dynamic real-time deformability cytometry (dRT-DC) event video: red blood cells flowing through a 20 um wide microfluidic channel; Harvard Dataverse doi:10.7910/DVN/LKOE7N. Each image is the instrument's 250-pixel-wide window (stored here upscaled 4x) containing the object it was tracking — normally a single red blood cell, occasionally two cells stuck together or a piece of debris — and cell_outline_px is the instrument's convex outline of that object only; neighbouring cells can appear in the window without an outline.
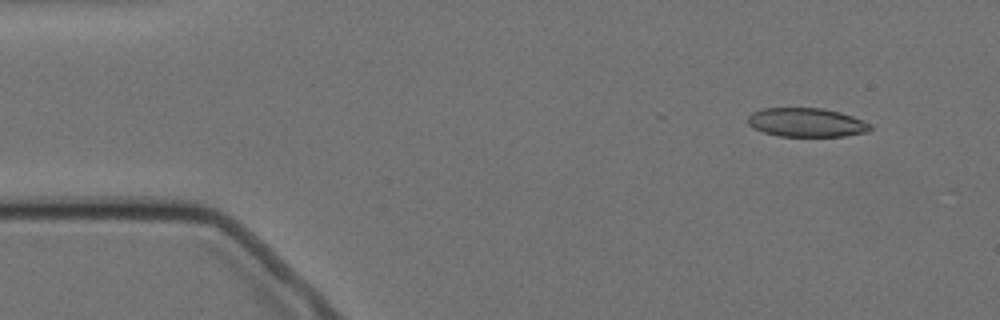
{"species": "Egyptian fruit bat (a non-hibernating species)", "species_latin": "Rousettus aegyptiacus", "temperature_condition": "cold", "stored_images_in_passage": 4, "camera_frame_rate_fps": 3000, "um_per_image_px": 0.085, "animal": {"sex": "female"}, "frame": {"image": 1, "passage_image": 1, "time_ms": 0.0, "image_size_px": [1000, 320], "cell_outline_px": [[872, 128], [868, 132], [844, 136], [780, 136], [764, 132], [752, 128], [748, 124], [748, 116], [752, 112], [764, 108], [820, 108], [840, 112], [852, 116], [872, 124]], "centroid_in_image_um": [68.55, 10.41], "position_along_channel_um": 16.4, "area_um2": 20.63}}